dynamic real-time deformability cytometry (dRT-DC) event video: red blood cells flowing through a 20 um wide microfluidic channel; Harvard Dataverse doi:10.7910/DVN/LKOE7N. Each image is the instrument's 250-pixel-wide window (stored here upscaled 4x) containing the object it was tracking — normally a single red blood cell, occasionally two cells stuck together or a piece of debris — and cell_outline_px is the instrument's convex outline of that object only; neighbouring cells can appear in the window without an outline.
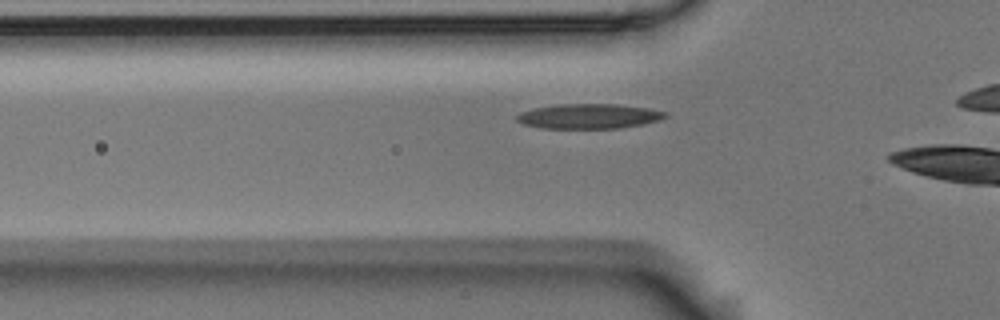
{"species": "Egyptian fruit bat (a non-hibernating species)", "species_latin": "Rousettus aegyptiacus", "temperature_condition": "room temperature", "stored_images_in_passage": 23, "camera_frame_rate_fps": 3000, "um_per_image_px": 0.085, "animal": {"sex": "male"}, "frame": {"image": 1, "passage_image": 13, "time_ms": 4.0, "image_size_px": [1000, 320], "cell_outline_px": [[668, 116], [644, 124], [620, 128], [544, 128], [524, 124], [516, 120], [516, 116], [520, 112], [532, 108], [556, 104], [616, 104], [648, 108], [668, 112]], "centroid_in_image_um": [50.05, 9.87], "position_along_channel_um": 75.8, "area_um2": 21.5}}
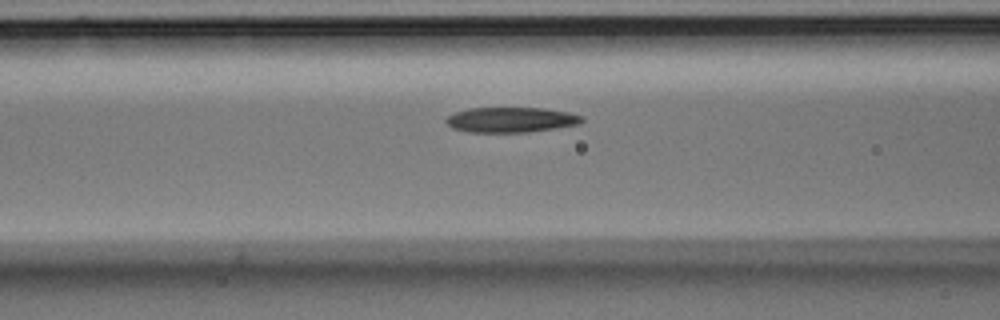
{"frame": {"image": 2, "passage_image": 17, "time_ms": 5.333, "image_size_px": [1000, 320], "cell_outline_px": [[584, 120], [580, 124], [556, 128], [528, 132], [468, 132], [452, 128], [444, 120], [448, 116], [456, 112], [468, 108], [544, 108], [568, 112], [584, 116]], "centroid_in_image_um": [43.45, 10.18], "position_along_channel_um": 123.1, "area_um2": 20.0}}
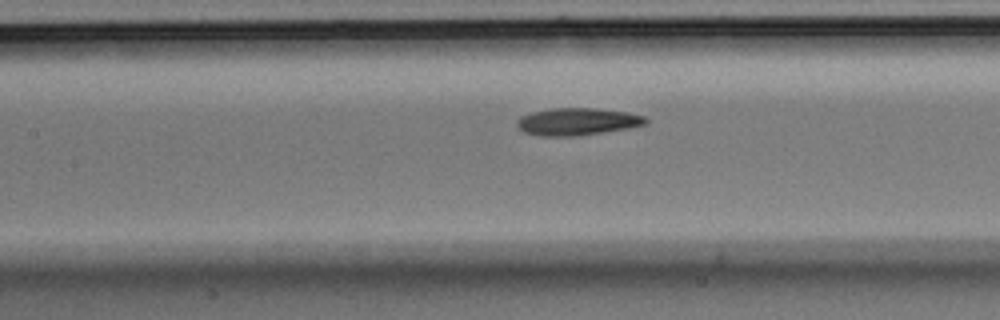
{"frame": {"image": 3, "passage_image": 20, "time_ms": 6.333, "image_size_px": [1000, 320], "cell_outline_px": [[648, 124], [628, 128], [604, 132], [576, 136], [544, 136], [524, 132], [516, 124], [516, 120], [520, 116], [532, 112], [552, 108], [596, 108], [628, 112], [644, 116], [648, 120]], "centroid_in_image_um": [49.09, 10.33], "position_along_channel_um": 158.3, "area_um2": 20.52}}